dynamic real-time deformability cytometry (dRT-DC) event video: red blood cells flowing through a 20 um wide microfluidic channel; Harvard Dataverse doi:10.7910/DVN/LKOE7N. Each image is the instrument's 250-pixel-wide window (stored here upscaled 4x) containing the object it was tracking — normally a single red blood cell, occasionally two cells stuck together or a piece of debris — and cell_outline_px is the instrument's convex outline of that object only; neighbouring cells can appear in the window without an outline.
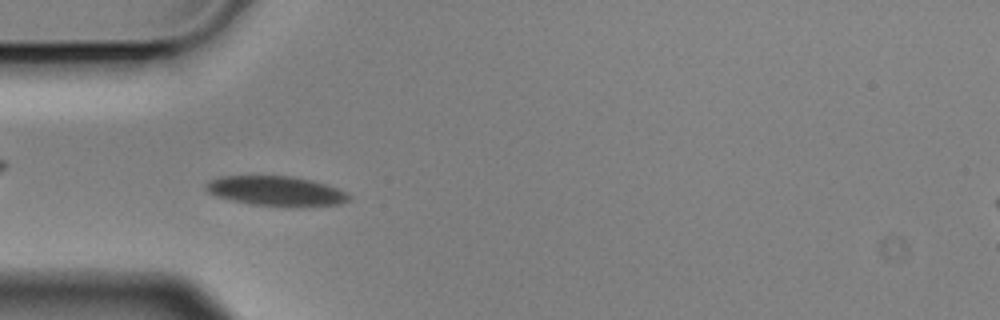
{"species": "Egyptian fruit bat (a non-hibernating species)", "species_latin": "Rousettus aegyptiacus", "temperature_condition": "cold", "stored_images_in_passage": 11, "camera_frame_rate_fps": 3000, "um_per_image_px": 0.085, "animal": {"sex": "male"}, "frame": {"image": 1, "passage_image": 5, "time_ms": 1.333, "image_size_px": [1000, 320], "cell_outline_px": [[352, 200], [340, 204], [248, 204], [216, 196], [208, 192], [204, 188], [204, 184], [208, 180], [220, 176], [288, 176], [312, 180], [336, 188], [352, 196]], "centroid_in_image_um": [23.37, 16.19], "position_along_channel_um": 61.6, "area_um2": 23.93}}
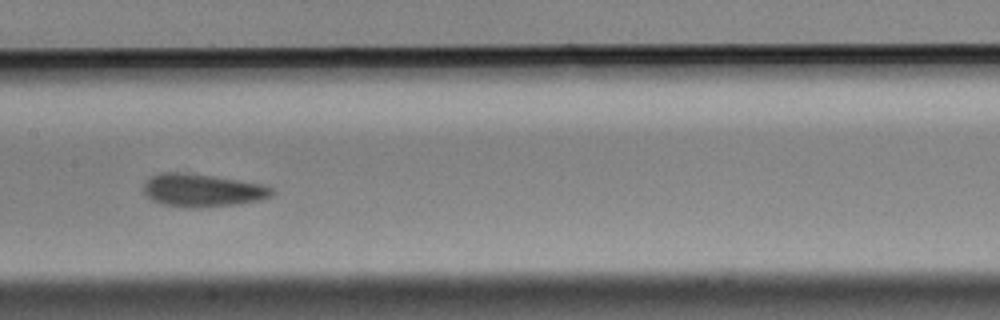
{"frame": {"image": 2, "passage_image": 8, "time_ms": 2.333, "image_size_px": [1000, 320], "cell_outline_px": [[276, 192], [272, 196], [260, 200], [240, 204], [200, 208], [188, 208], [160, 204], [152, 200], [144, 192], [144, 184], [152, 176], [160, 172], [176, 172], [212, 176], [260, 184], [272, 188]], "centroid_in_image_um": [17.21, 16.2], "position_along_channel_um": 190.2, "area_um2": 24.57}}
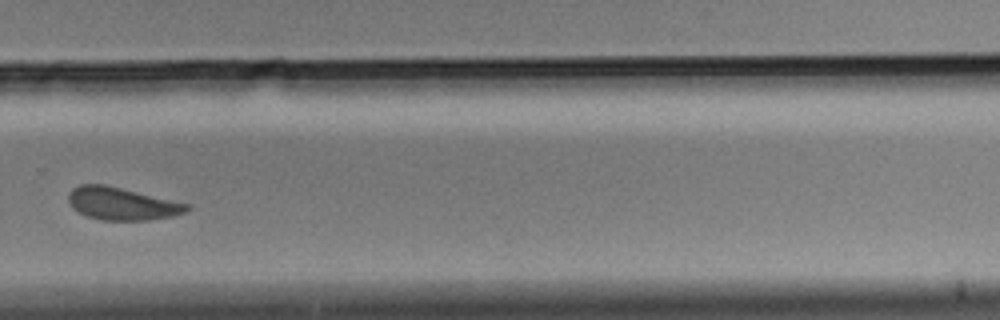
{"frame": {"image": 3, "passage_image": 11, "time_ms": 3.333, "image_size_px": [1000, 320], "cell_outline_px": [[192, 208], [184, 212], [172, 216], [148, 220], [100, 220], [88, 216], [72, 208], [68, 200], [68, 192], [72, 188], [80, 184], [104, 184], [192, 204]], "centroid_in_image_um": [10.37, 17.3], "position_along_channel_um": 319.4, "area_um2": 22.6}}